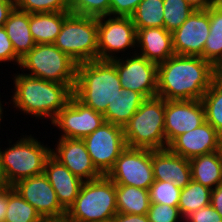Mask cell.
Listing matches in <instances>:
<instances>
[{
    "label": "cell",
    "instance_id": "cell-1",
    "mask_svg": "<svg viewBox=\"0 0 222 222\" xmlns=\"http://www.w3.org/2000/svg\"><path fill=\"white\" fill-rule=\"evenodd\" d=\"M216 79L215 66L200 56L177 55L158 64L157 96L201 100Z\"/></svg>",
    "mask_w": 222,
    "mask_h": 222
},
{
    "label": "cell",
    "instance_id": "cell-2",
    "mask_svg": "<svg viewBox=\"0 0 222 222\" xmlns=\"http://www.w3.org/2000/svg\"><path fill=\"white\" fill-rule=\"evenodd\" d=\"M14 107L34 117H50L51 122L73 95L75 84H60L18 74L15 77Z\"/></svg>",
    "mask_w": 222,
    "mask_h": 222
},
{
    "label": "cell",
    "instance_id": "cell-3",
    "mask_svg": "<svg viewBox=\"0 0 222 222\" xmlns=\"http://www.w3.org/2000/svg\"><path fill=\"white\" fill-rule=\"evenodd\" d=\"M121 90L119 74L110 60L77 64L73 95L96 112L104 114L108 104L120 95Z\"/></svg>",
    "mask_w": 222,
    "mask_h": 222
},
{
    "label": "cell",
    "instance_id": "cell-4",
    "mask_svg": "<svg viewBox=\"0 0 222 222\" xmlns=\"http://www.w3.org/2000/svg\"><path fill=\"white\" fill-rule=\"evenodd\" d=\"M117 213L116 185L103 175L83 182L66 218L72 222H110Z\"/></svg>",
    "mask_w": 222,
    "mask_h": 222
},
{
    "label": "cell",
    "instance_id": "cell-5",
    "mask_svg": "<svg viewBox=\"0 0 222 222\" xmlns=\"http://www.w3.org/2000/svg\"><path fill=\"white\" fill-rule=\"evenodd\" d=\"M164 118L165 99L158 96L145 99L123 127L127 147L166 149Z\"/></svg>",
    "mask_w": 222,
    "mask_h": 222
},
{
    "label": "cell",
    "instance_id": "cell-6",
    "mask_svg": "<svg viewBox=\"0 0 222 222\" xmlns=\"http://www.w3.org/2000/svg\"><path fill=\"white\" fill-rule=\"evenodd\" d=\"M97 18L70 13L54 45L77 64L98 60Z\"/></svg>",
    "mask_w": 222,
    "mask_h": 222
},
{
    "label": "cell",
    "instance_id": "cell-7",
    "mask_svg": "<svg viewBox=\"0 0 222 222\" xmlns=\"http://www.w3.org/2000/svg\"><path fill=\"white\" fill-rule=\"evenodd\" d=\"M2 169L9 186L18 181L44 173L51 149L41 145L34 137H23L11 147L1 151Z\"/></svg>",
    "mask_w": 222,
    "mask_h": 222
},
{
    "label": "cell",
    "instance_id": "cell-8",
    "mask_svg": "<svg viewBox=\"0 0 222 222\" xmlns=\"http://www.w3.org/2000/svg\"><path fill=\"white\" fill-rule=\"evenodd\" d=\"M19 65L31 72L32 77L60 84H75L77 63L54 44H36Z\"/></svg>",
    "mask_w": 222,
    "mask_h": 222
},
{
    "label": "cell",
    "instance_id": "cell-9",
    "mask_svg": "<svg viewBox=\"0 0 222 222\" xmlns=\"http://www.w3.org/2000/svg\"><path fill=\"white\" fill-rule=\"evenodd\" d=\"M106 176L115 185H128L149 190L155 181L152 150L126 147Z\"/></svg>",
    "mask_w": 222,
    "mask_h": 222
},
{
    "label": "cell",
    "instance_id": "cell-10",
    "mask_svg": "<svg viewBox=\"0 0 222 222\" xmlns=\"http://www.w3.org/2000/svg\"><path fill=\"white\" fill-rule=\"evenodd\" d=\"M83 141L94 166L102 175L108 174L127 147L123 128L106 121Z\"/></svg>",
    "mask_w": 222,
    "mask_h": 222
},
{
    "label": "cell",
    "instance_id": "cell-11",
    "mask_svg": "<svg viewBox=\"0 0 222 222\" xmlns=\"http://www.w3.org/2000/svg\"><path fill=\"white\" fill-rule=\"evenodd\" d=\"M104 18L107 16L97 18L98 60H113L116 58L112 56L115 52L138 46L136 45L137 30L131 17L114 16L106 21L103 20Z\"/></svg>",
    "mask_w": 222,
    "mask_h": 222
},
{
    "label": "cell",
    "instance_id": "cell-12",
    "mask_svg": "<svg viewBox=\"0 0 222 222\" xmlns=\"http://www.w3.org/2000/svg\"><path fill=\"white\" fill-rule=\"evenodd\" d=\"M110 61L116 66L122 89L138 92L145 99L157 96V63L139 53L125 61L117 57Z\"/></svg>",
    "mask_w": 222,
    "mask_h": 222
},
{
    "label": "cell",
    "instance_id": "cell-13",
    "mask_svg": "<svg viewBox=\"0 0 222 222\" xmlns=\"http://www.w3.org/2000/svg\"><path fill=\"white\" fill-rule=\"evenodd\" d=\"M103 122H105L103 114L86 106L72 95L68 104L55 116L52 124L63 131L60 138L83 139L99 128Z\"/></svg>",
    "mask_w": 222,
    "mask_h": 222
},
{
    "label": "cell",
    "instance_id": "cell-14",
    "mask_svg": "<svg viewBox=\"0 0 222 222\" xmlns=\"http://www.w3.org/2000/svg\"><path fill=\"white\" fill-rule=\"evenodd\" d=\"M13 187L44 219H62L66 217V211L58 202L56 192L44 173L22 179Z\"/></svg>",
    "mask_w": 222,
    "mask_h": 222
},
{
    "label": "cell",
    "instance_id": "cell-15",
    "mask_svg": "<svg viewBox=\"0 0 222 222\" xmlns=\"http://www.w3.org/2000/svg\"><path fill=\"white\" fill-rule=\"evenodd\" d=\"M205 122L201 100H165L164 131L167 147L178 136Z\"/></svg>",
    "mask_w": 222,
    "mask_h": 222
},
{
    "label": "cell",
    "instance_id": "cell-16",
    "mask_svg": "<svg viewBox=\"0 0 222 222\" xmlns=\"http://www.w3.org/2000/svg\"><path fill=\"white\" fill-rule=\"evenodd\" d=\"M209 34L208 12L206 10H194L187 20L172 33L174 53L203 58L204 44Z\"/></svg>",
    "mask_w": 222,
    "mask_h": 222
},
{
    "label": "cell",
    "instance_id": "cell-17",
    "mask_svg": "<svg viewBox=\"0 0 222 222\" xmlns=\"http://www.w3.org/2000/svg\"><path fill=\"white\" fill-rule=\"evenodd\" d=\"M57 144L56 151L51 150V156L82 181L103 176L94 166L83 139L60 138Z\"/></svg>",
    "mask_w": 222,
    "mask_h": 222
},
{
    "label": "cell",
    "instance_id": "cell-18",
    "mask_svg": "<svg viewBox=\"0 0 222 222\" xmlns=\"http://www.w3.org/2000/svg\"><path fill=\"white\" fill-rule=\"evenodd\" d=\"M221 135L205 121L192 131L176 137L168 149L186 159L220 150Z\"/></svg>",
    "mask_w": 222,
    "mask_h": 222
},
{
    "label": "cell",
    "instance_id": "cell-19",
    "mask_svg": "<svg viewBox=\"0 0 222 222\" xmlns=\"http://www.w3.org/2000/svg\"><path fill=\"white\" fill-rule=\"evenodd\" d=\"M152 166L154 180L170 181L181 189L192 180L189 159L171 152L168 148L152 150Z\"/></svg>",
    "mask_w": 222,
    "mask_h": 222
},
{
    "label": "cell",
    "instance_id": "cell-20",
    "mask_svg": "<svg viewBox=\"0 0 222 222\" xmlns=\"http://www.w3.org/2000/svg\"><path fill=\"white\" fill-rule=\"evenodd\" d=\"M44 175L56 192L57 200L67 212L78 197L84 181L75 176L66 166L50 156L45 163Z\"/></svg>",
    "mask_w": 222,
    "mask_h": 222
},
{
    "label": "cell",
    "instance_id": "cell-21",
    "mask_svg": "<svg viewBox=\"0 0 222 222\" xmlns=\"http://www.w3.org/2000/svg\"><path fill=\"white\" fill-rule=\"evenodd\" d=\"M136 43L142 50L140 56L157 64L175 55L172 33L164 28L137 29Z\"/></svg>",
    "mask_w": 222,
    "mask_h": 222
},
{
    "label": "cell",
    "instance_id": "cell-22",
    "mask_svg": "<svg viewBox=\"0 0 222 222\" xmlns=\"http://www.w3.org/2000/svg\"><path fill=\"white\" fill-rule=\"evenodd\" d=\"M29 20L30 13L21 11L15 7L4 24L15 54L20 59L36 45L30 32Z\"/></svg>",
    "mask_w": 222,
    "mask_h": 222
},
{
    "label": "cell",
    "instance_id": "cell-23",
    "mask_svg": "<svg viewBox=\"0 0 222 222\" xmlns=\"http://www.w3.org/2000/svg\"><path fill=\"white\" fill-rule=\"evenodd\" d=\"M192 180L210 189L222 184V154L215 151L189 159Z\"/></svg>",
    "mask_w": 222,
    "mask_h": 222
},
{
    "label": "cell",
    "instance_id": "cell-24",
    "mask_svg": "<svg viewBox=\"0 0 222 222\" xmlns=\"http://www.w3.org/2000/svg\"><path fill=\"white\" fill-rule=\"evenodd\" d=\"M71 12L30 13V32L36 44H54Z\"/></svg>",
    "mask_w": 222,
    "mask_h": 222
},
{
    "label": "cell",
    "instance_id": "cell-25",
    "mask_svg": "<svg viewBox=\"0 0 222 222\" xmlns=\"http://www.w3.org/2000/svg\"><path fill=\"white\" fill-rule=\"evenodd\" d=\"M145 98L138 92L122 89L120 95L108 104L104 120L114 125L124 127L141 106Z\"/></svg>",
    "mask_w": 222,
    "mask_h": 222
},
{
    "label": "cell",
    "instance_id": "cell-26",
    "mask_svg": "<svg viewBox=\"0 0 222 222\" xmlns=\"http://www.w3.org/2000/svg\"><path fill=\"white\" fill-rule=\"evenodd\" d=\"M210 34L204 44L203 59L215 67L222 61V0H218L207 10Z\"/></svg>",
    "mask_w": 222,
    "mask_h": 222
},
{
    "label": "cell",
    "instance_id": "cell-27",
    "mask_svg": "<svg viewBox=\"0 0 222 222\" xmlns=\"http://www.w3.org/2000/svg\"><path fill=\"white\" fill-rule=\"evenodd\" d=\"M117 211L124 214H147L151 202L149 190L128 185H116Z\"/></svg>",
    "mask_w": 222,
    "mask_h": 222
},
{
    "label": "cell",
    "instance_id": "cell-28",
    "mask_svg": "<svg viewBox=\"0 0 222 222\" xmlns=\"http://www.w3.org/2000/svg\"><path fill=\"white\" fill-rule=\"evenodd\" d=\"M211 190L194 180L182 188L178 205L181 218H186L196 210L210 205Z\"/></svg>",
    "mask_w": 222,
    "mask_h": 222
},
{
    "label": "cell",
    "instance_id": "cell-29",
    "mask_svg": "<svg viewBox=\"0 0 222 222\" xmlns=\"http://www.w3.org/2000/svg\"><path fill=\"white\" fill-rule=\"evenodd\" d=\"M163 0H142L130 16L137 29L164 28Z\"/></svg>",
    "mask_w": 222,
    "mask_h": 222
},
{
    "label": "cell",
    "instance_id": "cell-30",
    "mask_svg": "<svg viewBox=\"0 0 222 222\" xmlns=\"http://www.w3.org/2000/svg\"><path fill=\"white\" fill-rule=\"evenodd\" d=\"M207 121L222 135V84L216 79L201 99Z\"/></svg>",
    "mask_w": 222,
    "mask_h": 222
},
{
    "label": "cell",
    "instance_id": "cell-31",
    "mask_svg": "<svg viewBox=\"0 0 222 222\" xmlns=\"http://www.w3.org/2000/svg\"><path fill=\"white\" fill-rule=\"evenodd\" d=\"M45 219L20 194L14 190L8 196V206L4 222H42Z\"/></svg>",
    "mask_w": 222,
    "mask_h": 222
},
{
    "label": "cell",
    "instance_id": "cell-32",
    "mask_svg": "<svg viewBox=\"0 0 222 222\" xmlns=\"http://www.w3.org/2000/svg\"><path fill=\"white\" fill-rule=\"evenodd\" d=\"M164 29L173 33L195 10L186 0H163Z\"/></svg>",
    "mask_w": 222,
    "mask_h": 222
},
{
    "label": "cell",
    "instance_id": "cell-33",
    "mask_svg": "<svg viewBox=\"0 0 222 222\" xmlns=\"http://www.w3.org/2000/svg\"><path fill=\"white\" fill-rule=\"evenodd\" d=\"M181 188L170 181L155 180L149 188L151 203L167 204L178 207L180 201Z\"/></svg>",
    "mask_w": 222,
    "mask_h": 222
},
{
    "label": "cell",
    "instance_id": "cell-34",
    "mask_svg": "<svg viewBox=\"0 0 222 222\" xmlns=\"http://www.w3.org/2000/svg\"><path fill=\"white\" fill-rule=\"evenodd\" d=\"M15 5L28 13L70 12L69 0H15Z\"/></svg>",
    "mask_w": 222,
    "mask_h": 222
},
{
    "label": "cell",
    "instance_id": "cell-35",
    "mask_svg": "<svg viewBox=\"0 0 222 222\" xmlns=\"http://www.w3.org/2000/svg\"><path fill=\"white\" fill-rule=\"evenodd\" d=\"M70 12L99 18L110 16V0H69Z\"/></svg>",
    "mask_w": 222,
    "mask_h": 222
},
{
    "label": "cell",
    "instance_id": "cell-36",
    "mask_svg": "<svg viewBox=\"0 0 222 222\" xmlns=\"http://www.w3.org/2000/svg\"><path fill=\"white\" fill-rule=\"evenodd\" d=\"M180 216L178 207L159 203H151L147 212L149 222H177Z\"/></svg>",
    "mask_w": 222,
    "mask_h": 222
},
{
    "label": "cell",
    "instance_id": "cell-37",
    "mask_svg": "<svg viewBox=\"0 0 222 222\" xmlns=\"http://www.w3.org/2000/svg\"><path fill=\"white\" fill-rule=\"evenodd\" d=\"M142 0H110V16L130 17Z\"/></svg>",
    "mask_w": 222,
    "mask_h": 222
},
{
    "label": "cell",
    "instance_id": "cell-38",
    "mask_svg": "<svg viewBox=\"0 0 222 222\" xmlns=\"http://www.w3.org/2000/svg\"><path fill=\"white\" fill-rule=\"evenodd\" d=\"M185 220L189 222H222L221 215L211 206L200 208L188 215Z\"/></svg>",
    "mask_w": 222,
    "mask_h": 222
},
{
    "label": "cell",
    "instance_id": "cell-39",
    "mask_svg": "<svg viewBox=\"0 0 222 222\" xmlns=\"http://www.w3.org/2000/svg\"><path fill=\"white\" fill-rule=\"evenodd\" d=\"M20 58L15 54L12 42L9 39L4 26L0 27V62L16 61L19 65Z\"/></svg>",
    "mask_w": 222,
    "mask_h": 222
},
{
    "label": "cell",
    "instance_id": "cell-40",
    "mask_svg": "<svg viewBox=\"0 0 222 222\" xmlns=\"http://www.w3.org/2000/svg\"><path fill=\"white\" fill-rule=\"evenodd\" d=\"M110 222H149L147 214H124L117 213Z\"/></svg>",
    "mask_w": 222,
    "mask_h": 222
},
{
    "label": "cell",
    "instance_id": "cell-41",
    "mask_svg": "<svg viewBox=\"0 0 222 222\" xmlns=\"http://www.w3.org/2000/svg\"><path fill=\"white\" fill-rule=\"evenodd\" d=\"M15 7V0H0V27L4 26Z\"/></svg>",
    "mask_w": 222,
    "mask_h": 222
},
{
    "label": "cell",
    "instance_id": "cell-42",
    "mask_svg": "<svg viewBox=\"0 0 222 222\" xmlns=\"http://www.w3.org/2000/svg\"><path fill=\"white\" fill-rule=\"evenodd\" d=\"M13 186H7L0 190V222H4L8 206V196L14 191Z\"/></svg>",
    "mask_w": 222,
    "mask_h": 222
},
{
    "label": "cell",
    "instance_id": "cell-43",
    "mask_svg": "<svg viewBox=\"0 0 222 222\" xmlns=\"http://www.w3.org/2000/svg\"><path fill=\"white\" fill-rule=\"evenodd\" d=\"M210 205L221 215L222 217V184L211 190Z\"/></svg>",
    "mask_w": 222,
    "mask_h": 222
},
{
    "label": "cell",
    "instance_id": "cell-44",
    "mask_svg": "<svg viewBox=\"0 0 222 222\" xmlns=\"http://www.w3.org/2000/svg\"><path fill=\"white\" fill-rule=\"evenodd\" d=\"M188 4L195 10H207L218 0H186Z\"/></svg>",
    "mask_w": 222,
    "mask_h": 222
},
{
    "label": "cell",
    "instance_id": "cell-45",
    "mask_svg": "<svg viewBox=\"0 0 222 222\" xmlns=\"http://www.w3.org/2000/svg\"><path fill=\"white\" fill-rule=\"evenodd\" d=\"M9 184L6 181L3 169H2V162H1V155H0V190L6 188Z\"/></svg>",
    "mask_w": 222,
    "mask_h": 222
},
{
    "label": "cell",
    "instance_id": "cell-46",
    "mask_svg": "<svg viewBox=\"0 0 222 222\" xmlns=\"http://www.w3.org/2000/svg\"><path fill=\"white\" fill-rule=\"evenodd\" d=\"M216 80L222 84V61L215 67Z\"/></svg>",
    "mask_w": 222,
    "mask_h": 222
},
{
    "label": "cell",
    "instance_id": "cell-47",
    "mask_svg": "<svg viewBox=\"0 0 222 222\" xmlns=\"http://www.w3.org/2000/svg\"><path fill=\"white\" fill-rule=\"evenodd\" d=\"M45 222H72L68 220L66 217L62 219H45Z\"/></svg>",
    "mask_w": 222,
    "mask_h": 222
},
{
    "label": "cell",
    "instance_id": "cell-48",
    "mask_svg": "<svg viewBox=\"0 0 222 222\" xmlns=\"http://www.w3.org/2000/svg\"><path fill=\"white\" fill-rule=\"evenodd\" d=\"M2 111H3V109H2V105H1V101H0V121H1V118H2V117H1V116H2V115H1V114H2Z\"/></svg>",
    "mask_w": 222,
    "mask_h": 222
},
{
    "label": "cell",
    "instance_id": "cell-49",
    "mask_svg": "<svg viewBox=\"0 0 222 222\" xmlns=\"http://www.w3.org/2000/svg\"><path fill=\"white\" fill-rule=\"evenodd\" d=\"M220 151H221V154H222V135H221Z\"/></svg>",
    "mask_w": 222,
    "mask_h": 222
}]
</instances>
